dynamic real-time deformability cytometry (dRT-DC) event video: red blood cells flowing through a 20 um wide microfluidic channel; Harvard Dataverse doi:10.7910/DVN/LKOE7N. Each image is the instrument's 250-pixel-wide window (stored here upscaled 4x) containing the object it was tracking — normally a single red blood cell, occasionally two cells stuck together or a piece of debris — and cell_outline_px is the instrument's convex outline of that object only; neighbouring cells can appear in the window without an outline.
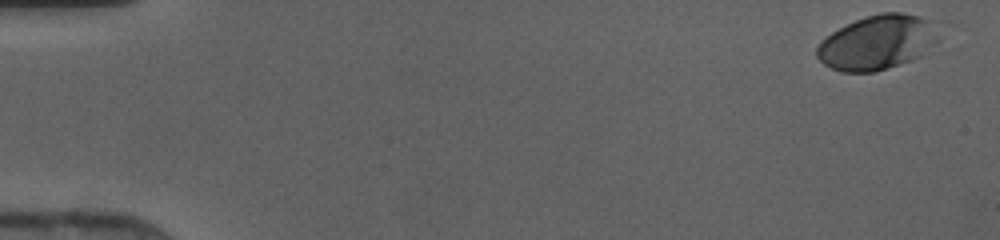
{"species": "human", "species_latin": "Homo sapiens", "temperature_condition": "cold", "stored_images_in_passage": 39, "camera_frame_rate_fps": 3000, "um_per_image_px": 0.085, "donor": {"sex": "female"}, "frame": {"image": 1, "passage_image": 1, "time_ms": 0.0, "image_size_px": [1000, 240], "cell_outline_px": [[956, 24], [924, 56], [876, 72], [840, 72], [824, 64], [816, 56], [816, 48], [820, 40], [832, 32], [856, 20], [880, 12], [900, 12], [940, 20]], "centroid_in_image_um": [74.86, 3.56], "position_along_channel_um": 10.1, "area_um2": 40.92}}
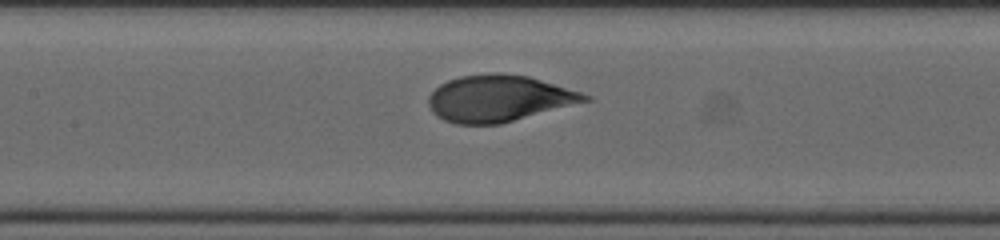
{"frame": {"image": 2, "passage_image": 22, "time_ms": 7.0, "image_size_px": [1000, 240], "cell_outline_px": [[592, 100], [500, 124], [456, 124], [444, 120], [436, 116], [432, 112], [428, 104], [428, 96], [440, 84], [448, 80], [460, 76], [488, 72], [500, 72], [528, 76], [580, 92], [592, 96]], "centroid_in_image_um": [42.38, 8.36], "position_along_channel_um": 165.0, "area_um2": 42.48}}
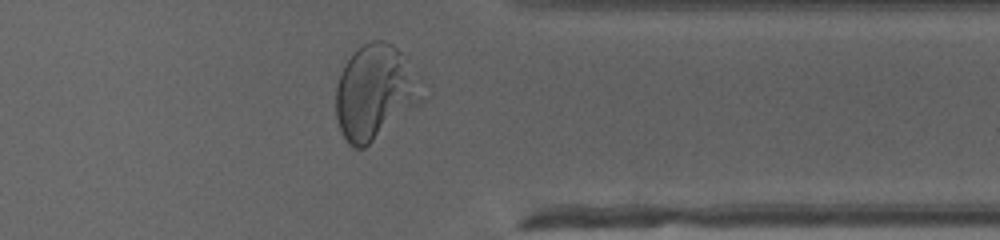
{"frame": {"image": 3, "passage_image": 37, "time_ms": 12.0, "image_size_px": [1000, 240], "cell_outline_px": [[428, 96], [420, 104], [364, 148], [352, 148], [348, 144], [340, 128], [336, 116], [336, 84], [344, 64], [364, 44], [372, 40], [384, 40], [392, 44], [408, 56], [420, 76]], "centroid_in_image_um": [31.96, 7.82], "position_along_channel_um": 379.4, "area_um2": 48.32}}